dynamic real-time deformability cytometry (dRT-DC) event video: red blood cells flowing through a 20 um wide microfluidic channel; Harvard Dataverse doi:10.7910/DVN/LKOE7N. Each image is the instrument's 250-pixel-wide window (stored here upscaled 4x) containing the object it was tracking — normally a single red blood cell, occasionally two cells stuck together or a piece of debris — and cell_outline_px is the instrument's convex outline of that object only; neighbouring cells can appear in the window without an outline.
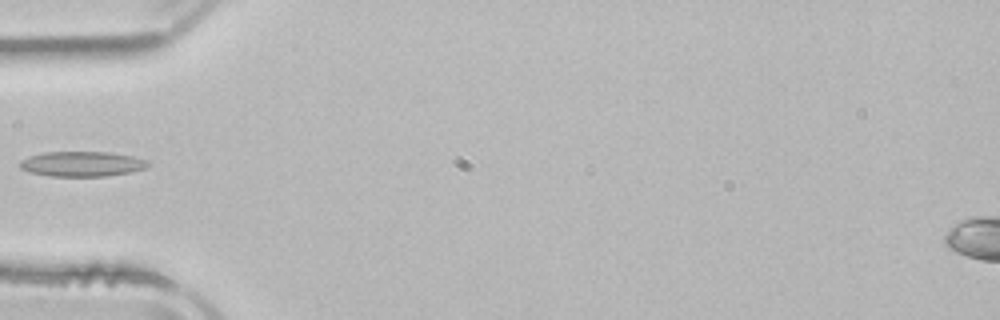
{"species": "common noctule bat (a hibernating species)", "species_latin": "Nyctalus noctula", "temperature_condition": "room temperature", "stored_images_in_passage": 4, "camera_frame_rate_fps": 3000, "um_per_image_px": 0.085, "animal": {"sex": "male", "body_mass_g": 21.5, "forearm_length_mm": 52.0}, "frame": {"image": 1, "passage_image": 3, "time_ms": 2.667, "image_size_px": [1000, 320], "cell_outline_px": [[152, 164], [148, 168], [108, 176], [48, 176], [28, 172], [20, 168], [20, 160], [28, 156], [44, 152], [112, 152], [132, 156], [148, 160]], "centroid_in_image_um": [6.99, 13.93], "position_along_channel_um": 78.0, "area_um2": 18.96}}
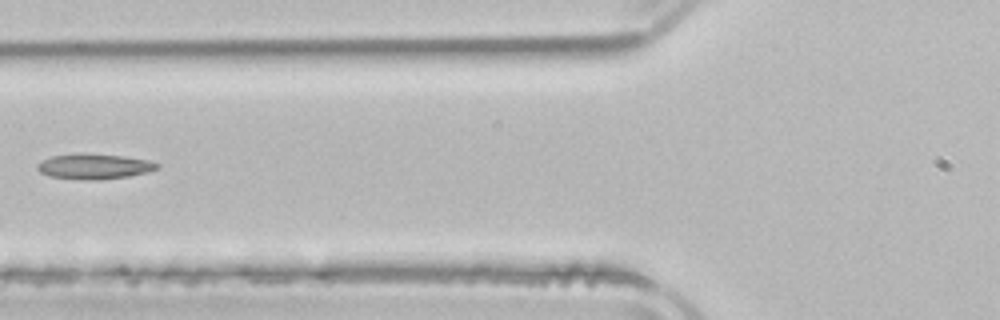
{"frame": {"image": 2, "passage_image": 4, "time_ms": 3.667, "image_size_px": [1000, 320], "cell_outline_px": [[160, 168], [148, 172], [128, 176], [100, 180], [88, 180], [52, 176], [40, 172], [36, 168], [36, 164], [40, 160], [52, 156], [80, 152], [88, 152], [124, 156], [148, 160], [160, 164]], "centroid_in_image_um": [8.01, 14.12], "position_along_channel_um": 117.8, "area_um2": 17.98}}